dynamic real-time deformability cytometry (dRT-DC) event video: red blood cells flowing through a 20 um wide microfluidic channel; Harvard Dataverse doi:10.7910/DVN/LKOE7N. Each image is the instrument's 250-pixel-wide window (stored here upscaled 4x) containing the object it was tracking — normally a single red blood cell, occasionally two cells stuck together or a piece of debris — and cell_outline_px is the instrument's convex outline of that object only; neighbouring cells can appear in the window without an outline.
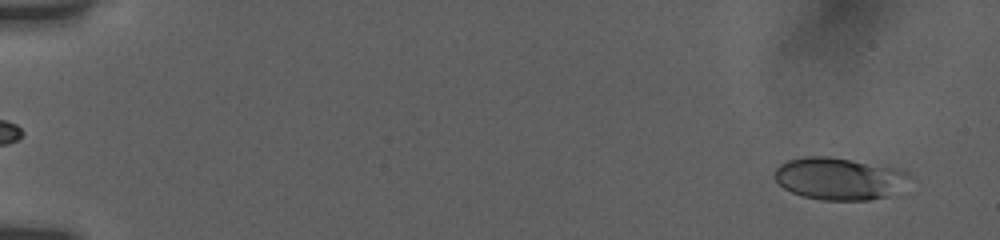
{"species": "human", "species_latin": "Homo sapiens", "temperature_condition": "room temperature", "stored_images_in_passage": 54, "camera_frame_rate_fps": 3000, "um_per_image_px": 0.085, "donor": {"sex": "female"}, "frame": {"image": 1, "passage_image": 3, "time_ms": 0.667, "image_size_px": [1000, 240], "cell_outline_px": [[912, 176], [888, 196], [868, 200], [820, 200], [804, 196], [792, 192], [784, 188], [772, 176], [776, 168], [780, 164], [788, 160], [804, 156], [828, 156], [896, 168], [908, 172]], "centroid_in_image_um": [71.27, 15.17], "position_along_channel_um": 13.7, "area_um2": 32.89}}
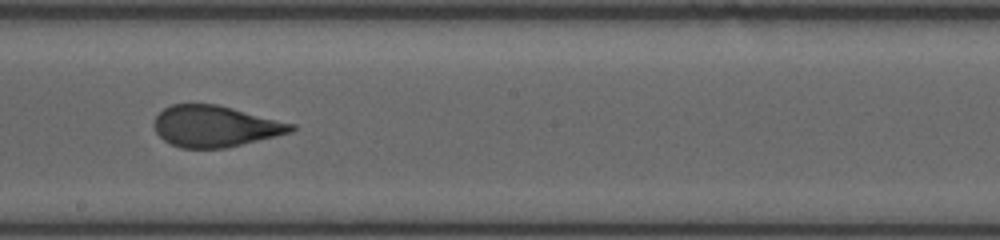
{"frame": {"image": 2, "passage_image": 32, "time_ms": 10.333, "image_size_px": [1000, 240], "cell_outline_px": [[296, 128], [292, 132], [224, 148], [180, 148], [164, 140], [156, 132], [152, 124], [156, 116], [164, 108], [172, 104], [216, 104], [296, 124]], "centroid_in_image_um": [18.27, 10.73], "position_along_channel_um": 229.9, "area_um2": 32.77}}
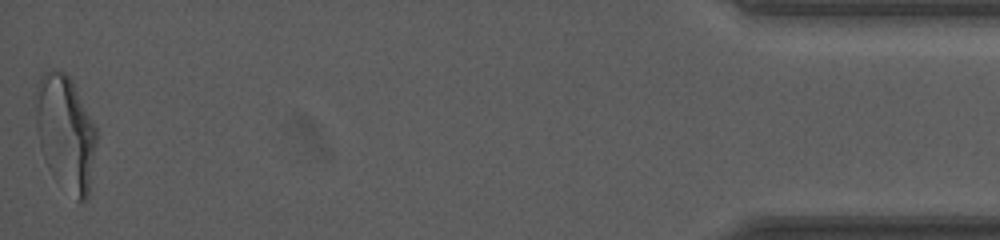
{"frame": {"image": 3, "passage_image": 54, "time_ms": 17.667, "image_size_px": [1000, 240], "cell_outline_px": [[96, 140], [88, 196], [84, 200], [76, 200], [52, 176], [44, 160], [40, 148], [36, 128], [36, 88], [40, 76], [44, 72], [56, 68], [64, 72], [72, 80], [96, 128]], "centroid_in_image_um": [5.54, 11.27], "position_along_channel_um": 429.7, "area_um2": 40.69}, "authors_computed_cell_mechanics": {"area_um2": 33.4951, "velocity_mm_per_s": 3.8497, "shape_relaxation_time_tau1_ms": 5.8582, "shape_relaxation_time_tau2_ms": 0.8135, "deformation_change_tau1": 0.201, "deformation_change_tau2": 0.0747}}